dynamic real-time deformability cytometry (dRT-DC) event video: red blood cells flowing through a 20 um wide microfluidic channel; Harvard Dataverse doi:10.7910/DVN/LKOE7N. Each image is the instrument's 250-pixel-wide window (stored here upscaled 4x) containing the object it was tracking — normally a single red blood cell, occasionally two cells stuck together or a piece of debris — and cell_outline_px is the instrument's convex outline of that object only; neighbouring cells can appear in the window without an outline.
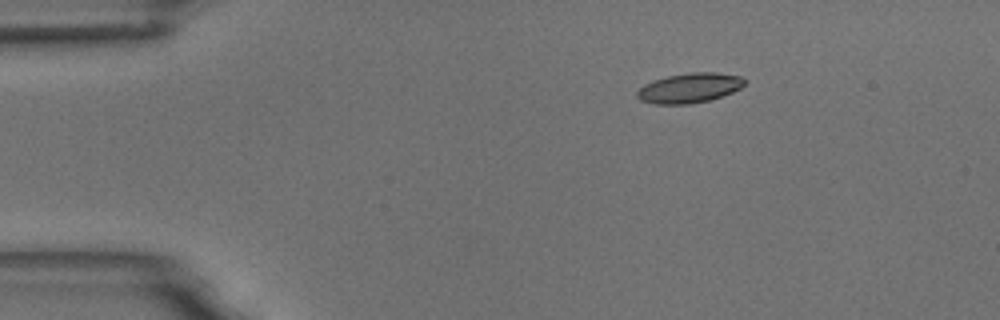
{"species": "common noctule bat (a hibernating species)", "species_latin": "Nyctalus noctula", "temperature_condition": "room temperature", "stored_images_in_passage": 6, "camera_frame_rate_fps": 3000, "um_per_image_px": 0.085, "animal": {"sex": "male", "body_mass_g": 18.8}, "frame": {"image": 1, "passage_image": 3, "time_ms": 2.333, "image_size_px": [1000, 320], "cell_outline_px": [[748, 80], [740, 88], [732, 92], [708, 100], [688, 104], [656, 104], [640, 100], [636, 96], [636, 92], [644, 84], [652, 80], [668, 76], [688, 72], [716, 72], [740, 76]], "centroid_in_image_um": [58.59, 7.46], "position_along_channel_um": 26.4, "area_um2": 18.67}}